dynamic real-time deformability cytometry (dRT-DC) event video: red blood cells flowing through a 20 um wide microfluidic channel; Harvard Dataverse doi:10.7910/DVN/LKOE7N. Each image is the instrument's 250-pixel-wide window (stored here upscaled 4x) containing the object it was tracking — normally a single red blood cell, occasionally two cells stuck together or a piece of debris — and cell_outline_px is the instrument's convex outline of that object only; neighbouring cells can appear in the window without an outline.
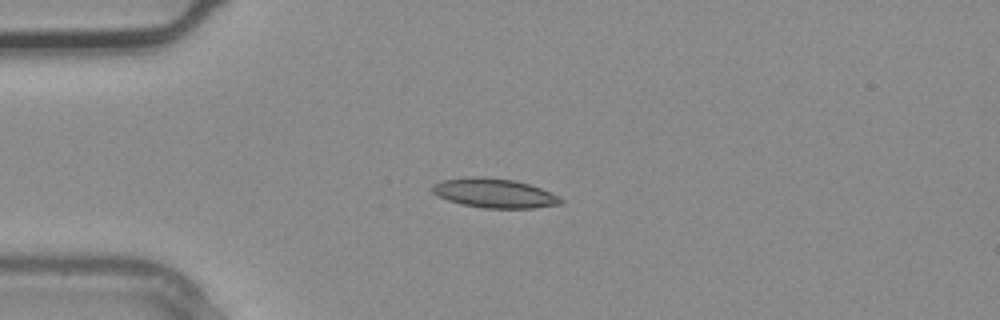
{"species": "common noctule bat (a hibernating species)", "species_latin": "Nyctalus noctula", "temperature_condition": "warm", "stored_images_in_passage": 3, "camera_frame_rate_fps": 3000, "um_per_image_px": 0.085, "animal": {"sex": "male", "body_mass_g": 20.4}, "frame": {"image": 1, "passage_image": 3, "time_ms": 0.667, "image_size_px": [1000, 320], "cell_outline_px": [[564, 200], [560, 204], [532, 208], [484, 208], [460, 204], [448, 200], [432, 192], [432, 184], [440, 180], [468, 176], [484, 176], [512, 180], [528, 184], [540, 188], [560, 196]], "centroid_in_image_um": [41.99, 16.41], "position_along_channel_um": 43.0, "area_um2": 22.02}}